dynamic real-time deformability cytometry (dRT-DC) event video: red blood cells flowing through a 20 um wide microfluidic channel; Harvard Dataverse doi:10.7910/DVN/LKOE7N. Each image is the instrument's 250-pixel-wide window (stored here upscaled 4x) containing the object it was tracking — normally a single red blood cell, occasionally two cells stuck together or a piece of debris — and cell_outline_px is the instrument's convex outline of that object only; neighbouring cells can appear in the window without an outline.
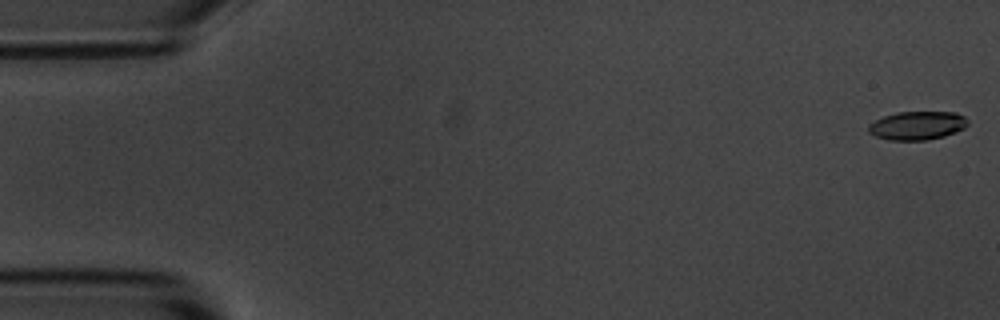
{"species": "common noctule bat (a hibernating species)", "species_latin": "Nyctalus noctula", "temperature_condition": "room temperature", "stored_images_in_passage": 5, "camera_frame_rate_fps": 3000, "um_per_image_px": 0.085, "animal": {"sex": "male", "body_mass_g": 20.1, "forearm_length_mm": 53.5}, "frame": {"image": 1, "passage_image": 1, "time_ms": 0.0, "image_size_px": [1000, 320], "cell_outline_px": [[968, 124], [964, 128], [956, 132], [944, 136], [928, 140], [888, 140], [876, 136], [868, 132], [868, 124], [884, 116], [896, 112], [956, 112], [964, 116], [968, 120]], "centroid_in_image_um": [77.97, 10.67], "position_along_channel_um": 7.0, "area_um2": 16.59}}
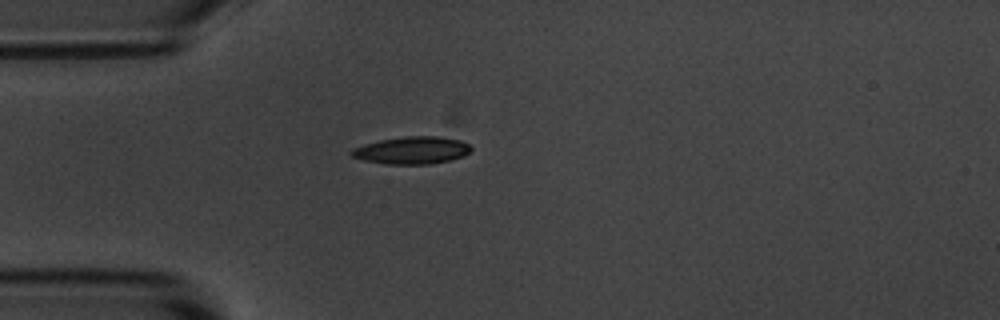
{"frame": {"image": 2, "passage_image": 5, "time_ms": 4.667, "image_size_px": [1000, 320], "cell_outline_px": [[472, 148], [464, 156], [432, 164], [384, 164], [364, 160], [352, 156], [348, 152], [352, 148], [364, 144], [380, 140], [404, 136], [440, 136], [460, 140], [468, 144]], "centroid_in_image_um": [34.99, 12.77], "position_along_channel_um": 50.0, "area_um2": 19.13}}